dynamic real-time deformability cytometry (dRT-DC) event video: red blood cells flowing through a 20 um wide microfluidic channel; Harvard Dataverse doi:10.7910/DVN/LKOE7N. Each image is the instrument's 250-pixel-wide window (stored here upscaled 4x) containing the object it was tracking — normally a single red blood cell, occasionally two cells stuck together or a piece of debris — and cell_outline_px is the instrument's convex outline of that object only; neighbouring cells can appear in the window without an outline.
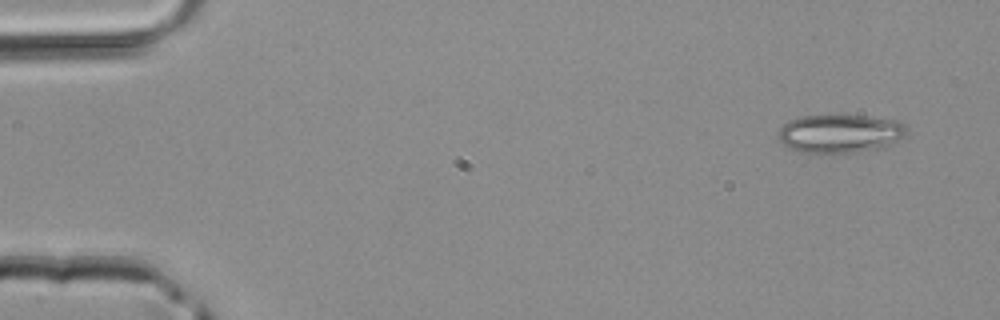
{"species": "common noctule bat (a hibernating species)", "species_latin": "Nyctalus noctula", "temperature_condition": "room temperature", "stored_images_in_passage": 3, "camera_frame_rate_fps": 3000, "um_per_image_px": 0.085, "animal": {"sex": "male", "body_mass_g": 20.4}, "frame": {"image": 1, "passage_image": 1, "time_ms": 0.0, "image_size_px": [1000, 320], "cell_outline_px": [[908, 136], [884, 148], [856, 152], [804, 152], [792, 148], [784, 144], [780, 140], [780, 128], [788, 120], [800, 116], [840, 112], [896, 120], [904, 124], [908, 128]], "centroid_in_image_um": [71.49, 11.29], "position_along_channel_um": 13.5, "area_um2": 29.65}}